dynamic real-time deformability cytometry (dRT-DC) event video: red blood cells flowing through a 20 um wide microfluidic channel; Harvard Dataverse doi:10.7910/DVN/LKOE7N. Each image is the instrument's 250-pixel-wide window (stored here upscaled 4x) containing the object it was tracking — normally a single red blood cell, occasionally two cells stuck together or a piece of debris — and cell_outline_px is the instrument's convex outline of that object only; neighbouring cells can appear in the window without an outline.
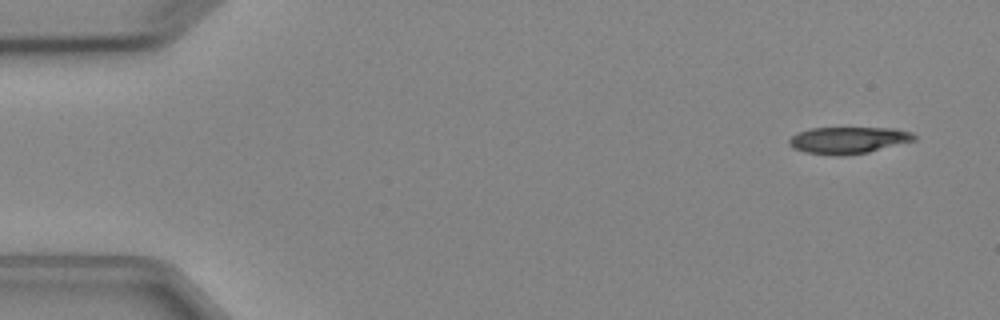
{"species": "Egyptian fruit bat (a non-hibernating species)", "species_latin": "Rousettus aegyptiacus", "temperature_condition": "cold", "stored_images_in_passage": 4, "camera_frame_rate_fps": 3000, "um_per_image_px": 0.085, "animal": {"sex": "female"}, "frame": {"image": 1, "passage_image": 1, "time_ms": 0.0, "image_size_px": [1000, 320], "cell_outline_px": [[916, 140], [868, 152], [844, 156], [836, 156], [804, 152], [792, 148], [788, 144], [788, 140], [792, 136], [800, 132], [812, 128], [892, 128], [912, 132], [916, 136]], "centroid_in_image_um": [72.09, 11.92], "position_along_channel_um": 12.9, "area_um2": 19.54}}
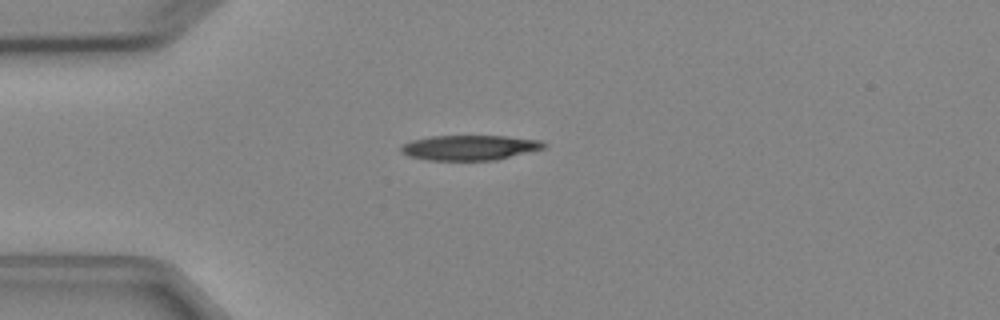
{"frame": {"image": 2, "passage_image": 4, "time_ms": 3.333, "image_size_px": [1000, 320], "cell_outline_px": [[548, 144], [544, 148], [496, 160], [428, 160], [408, 156], [400, 152], [400, 148], [404, 144], [412, 140], [432, 136], [508, 136], [540, 140]], "centroid_in_image_um": [39.92, 12.54], "position_along_channel_um": 45.1, "area_um2": 20.81}}